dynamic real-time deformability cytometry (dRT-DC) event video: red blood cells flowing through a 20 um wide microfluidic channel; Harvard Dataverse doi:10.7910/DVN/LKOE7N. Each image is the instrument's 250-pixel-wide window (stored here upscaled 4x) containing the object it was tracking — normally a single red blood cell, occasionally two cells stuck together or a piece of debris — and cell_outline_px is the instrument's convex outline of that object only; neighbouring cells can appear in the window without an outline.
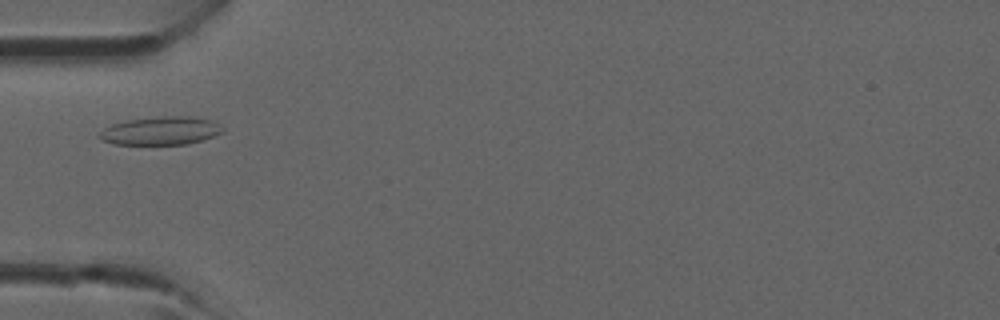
{"species": "common noctule bat (a hibernating species)", "species_latin": "Nyctalus noctula", "temperature_condition": "room temperature", "stored_images_in_passage": 3, "camera_frame_rate_fps": 3000, "um_per_image_px": 0.085, "animal": {"sex": "male", "forearm_length_mm": 52.5}, "frame": {"image": 1, "passage_image": 3, "time_ms": 2.333, "image_size_px": [1000, 320], "cell_outline_px": [[224, 132], [200, 140], [184, 144], [116, 144], [104, 140], [100, 136], [100, 132], [104, 128], [112, 124], [124, 120], [160, 116], [196, 116], [212, 120], [224, 128]], "centroid_in_image_um": [13.7, 11.09], "position_along_channel_um": 71.3, "area_um2": 20.17}}